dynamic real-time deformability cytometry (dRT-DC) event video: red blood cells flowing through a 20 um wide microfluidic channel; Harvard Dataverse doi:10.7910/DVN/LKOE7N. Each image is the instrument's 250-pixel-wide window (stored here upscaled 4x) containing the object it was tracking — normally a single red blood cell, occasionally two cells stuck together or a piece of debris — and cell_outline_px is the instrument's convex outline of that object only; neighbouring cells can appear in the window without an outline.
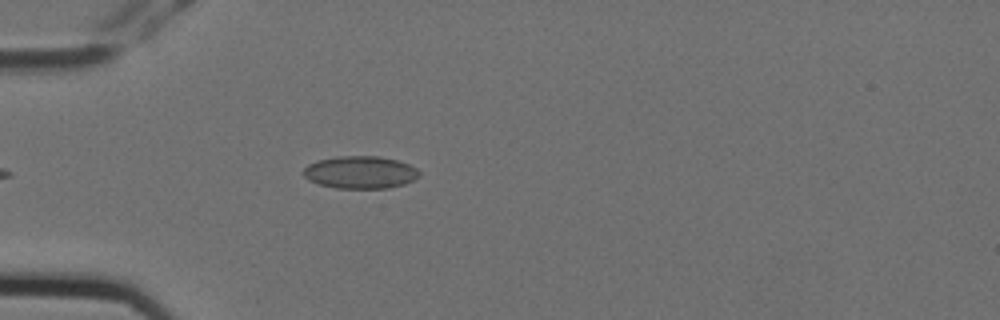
{"species": "Egyptian fruit bat (a non-hibernating species)", "species_latin": "Rousettus aegyptiacus", "temperature_condition": "cold", "stored_images_in_passage": 4, "camera_frame_rate_fps": 3000, "um_per_image_px": 0.085, "animal": {"sex": "female"}, "frame": {"image": 1, "passage_image": 4, "time_ms": 1.0, "image_size_px": [1000, 320], "cell_outline_px": [[420, 176], [404, 184], [388, 188], [336, 188], [320, 184], [308, 180], [304, 176], [304, 168], [308, 164], [316, 160], [336, 156], [380, 156], [396, 160], [408, 164], [416, 168], [420, 172]], "centroid_in_image_um": [30.61, 14.64], "position_along_channel_um": 54.4, "area_um2": 21.96}}